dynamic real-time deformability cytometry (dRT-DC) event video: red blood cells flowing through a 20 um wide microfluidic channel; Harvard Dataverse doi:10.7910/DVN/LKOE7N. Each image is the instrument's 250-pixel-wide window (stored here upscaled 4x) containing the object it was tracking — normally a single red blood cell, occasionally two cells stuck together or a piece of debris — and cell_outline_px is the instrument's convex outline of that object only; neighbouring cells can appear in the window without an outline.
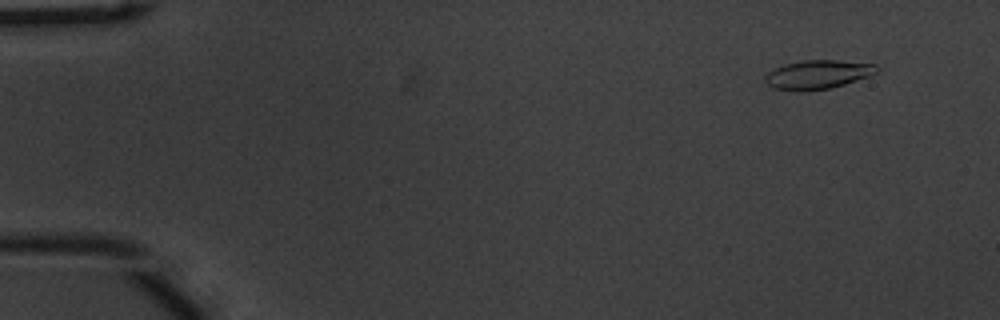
{"species": "common noctule bat (a hibernating species)", "species_latin": "Nyctalus noctula", "temperature_condition": "warm", "stored_images_in_passage": 8, "camera_frame_rate_fps": 3000, "um_per_image_px": 0.085, "animal": {"sex": "male", "body_mass_g": 20.1, "forearm_length_mm": 53.5}, "frame": {"image": 1, "passage_image": 5, "time_ms": 1.333, "image_size_px": [1000, 320], "cell_outline_px": [[880, 68], [876, 72], [868, 76], [832, 88], [808, 92], [796, 92], [772, 88], [764, 80], [764, 76], [768, 72], [784, 64], [800, 60], [836, 60], [876, 64]], "centroid_in_image_um": [69.47, 6.35], "position_along_channel_um": 15.5, "area_um2": 19.07}}